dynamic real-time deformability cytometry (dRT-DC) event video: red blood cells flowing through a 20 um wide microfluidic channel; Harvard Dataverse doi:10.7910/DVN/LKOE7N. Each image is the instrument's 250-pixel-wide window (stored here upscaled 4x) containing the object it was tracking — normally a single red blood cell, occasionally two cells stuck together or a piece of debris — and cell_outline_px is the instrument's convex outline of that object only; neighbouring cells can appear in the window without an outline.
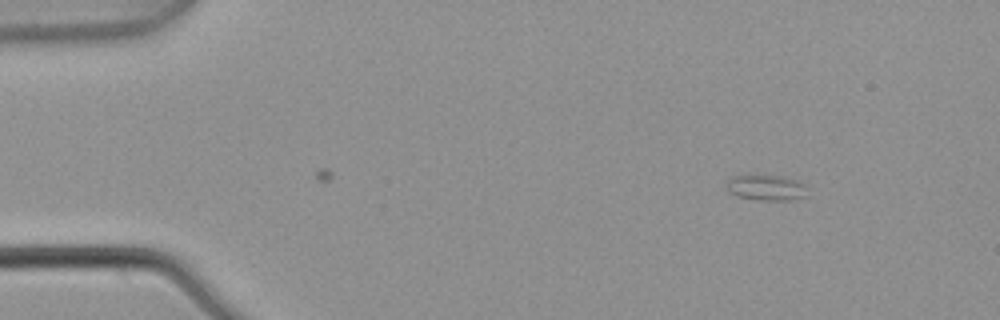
{"species": "common noctule bat (a hibernating species)", "species_latin": "Nyctalus noctula", "temperature_condition": "warm", "stored_images_in_passage": 3, "camera_frame_rate_fps": 3000, "um_per_image_px": 0.085, "animal": {"sex": "male", "body_mass_g": 21.5, "forearm_length_mm": 52.0}, "frame": {"image": 1, "passage_image": 3, "time_ms": 0.667, "image_size_px": [1000, 320], "cell_outline_px": [[808, 196], [796, 200], [760, 200], [736, 196], [728, 188], [728, 180], [732, 176], [756, 172], [784, 176], [800, 180], [804, 184]], "centroid_in_image_um": [65.18, 15.9], "position_along_channel_um": 19.8, "area_um2": 12.77}}